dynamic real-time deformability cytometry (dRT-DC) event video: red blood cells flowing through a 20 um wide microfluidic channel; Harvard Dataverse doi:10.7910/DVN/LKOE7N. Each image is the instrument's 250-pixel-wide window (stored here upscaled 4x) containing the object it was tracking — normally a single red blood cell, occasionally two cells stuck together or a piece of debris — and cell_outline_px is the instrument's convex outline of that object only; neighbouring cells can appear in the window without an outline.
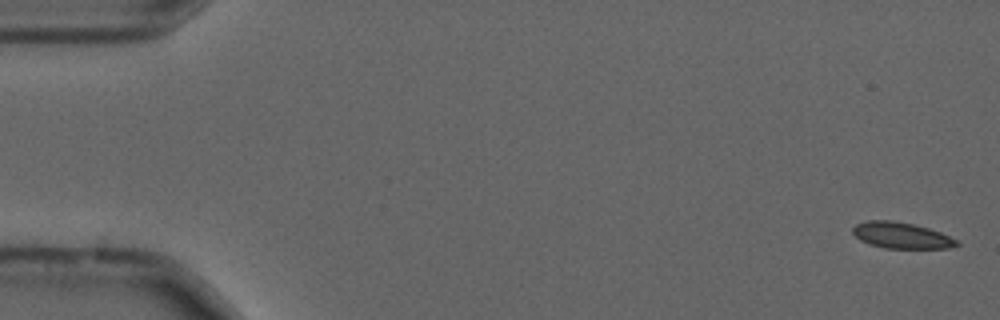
{"species": "common noctule bat (a hibernating species)", "species_latin": "Nyctalus noctula", "temperature_condition": "cold", "stored_images_in_passage": 57, "camera_frame_rate_fps": 3000, "um_per_image_px": 0.085, "animal": {"sex": "male", "forearm_length_mm": 52.5}, "frame": {"image": 1, "passage_image": 2, "time_ms": 0.333, "image_size_px": [1000, 320], "cell_outline_px": [[960, 244], [948, 248], [884, 248], [868, 244], [860, 240], [852, 232], [852, 228], [856, 224], [868, 220], [888, 220], [912, 224], [928, 228], [940, 232], [956, 240]], "centroid_in_image_um": [76.57, 20.01], "position_along_channel_um": 8.4, "area_um2": 15.66}}
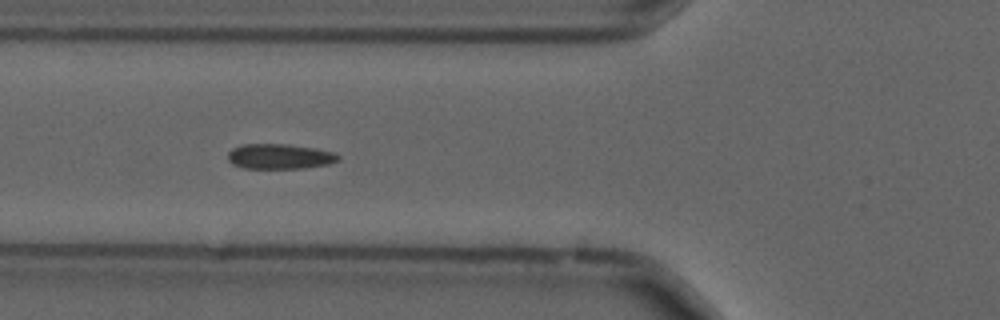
{"frame": {"image": 2, "passage_image": 21, "time_ms": 6.667, "image_size_px": [1000, 320], "cell_outline_px": [[340, 160], [328, 164], [304, 168], [244, 168], [232, 164], [228, 160], [228, 152], [232, 148], [240, 144], [288, 144], [316, 148], [336, 152], [340, 156]], "centroid_in_image_um": [23.79, 13.29], "position_along_channel_um": 102.0, "area_um2": 16.36}}
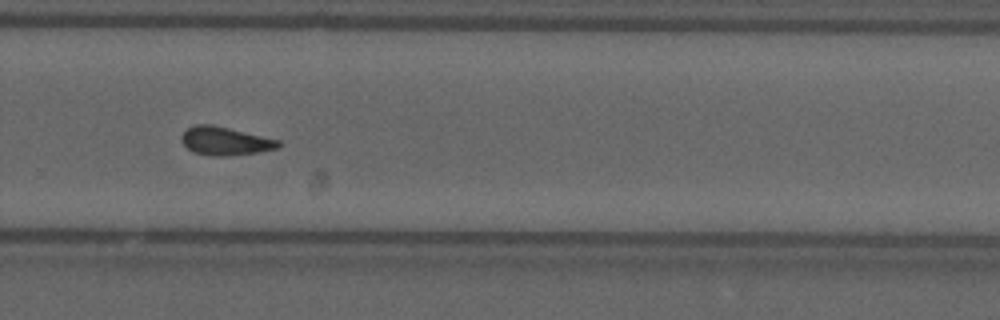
{"frame": {"image": 3, "passage_image": 38, "time_ms": 12.333, "image_size_px": [1000, 320], "cell_outline_px": [[280, 148], [260, 152], [228, 156], [212, 156], [196, 152], [188, 148], [180, 140], [180, 136], [188, 128], [196, 124], [212, 124], [280, 140]], "centroid_in_image_um": [19.16, 11.99], "position_along_channel_um": 310.6, "area_um2": 16.01}, "authors_computed_cell_mechanics": {"area_um2": 15.9528, "velocity_mm_per_s": 3.6854, "shape_relaxation_time_tau1_ms": 8.9734, "shape_relaxation_time_tau2_ms": 2.2485, "deformation_change_tau1": 0.1237, "deformation_change_tau2": 0.0778}}